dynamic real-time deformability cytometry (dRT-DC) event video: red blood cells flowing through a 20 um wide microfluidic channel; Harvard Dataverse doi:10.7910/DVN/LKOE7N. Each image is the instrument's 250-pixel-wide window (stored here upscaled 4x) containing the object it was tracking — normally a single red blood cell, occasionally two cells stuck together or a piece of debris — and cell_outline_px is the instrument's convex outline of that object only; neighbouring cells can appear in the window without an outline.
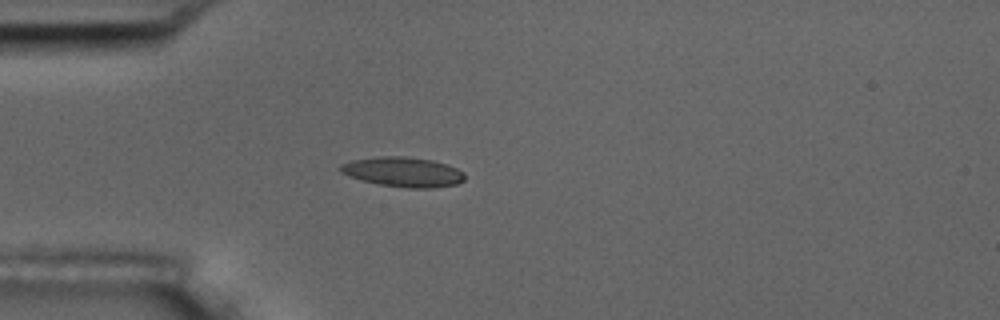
{"species": "common noctule bat (a hibernating species)", "species_latin": "Nyctalus noctula", "temperature_condition": "room temperature", "stored_images_in_passage": 4, "camera_frame_rate_fps": 3000, "um_per_image_px": 0.085, "animal": {"sex": "male", "body_mass_g": 17.5, "forearm_length_mm": 52.3}, "frame": {"image": 1, "passage_image": 3, "time_ms": 3.0, "image_size_px": [1000, 320], "cell_outline_px": [[464, 180], [456, 184], [432, 188], [408, 188], [380, 184], [360, 180], [348, 176], [340, 172], [340, 164], [352, 160], [380, 156], [404, 156], [432, 160], [456, 168], [464, 172]], "centroid_in_image_um": [34.23, 14.61], "position_along_channel_um": 50.8, "area_um2": 21.5}}